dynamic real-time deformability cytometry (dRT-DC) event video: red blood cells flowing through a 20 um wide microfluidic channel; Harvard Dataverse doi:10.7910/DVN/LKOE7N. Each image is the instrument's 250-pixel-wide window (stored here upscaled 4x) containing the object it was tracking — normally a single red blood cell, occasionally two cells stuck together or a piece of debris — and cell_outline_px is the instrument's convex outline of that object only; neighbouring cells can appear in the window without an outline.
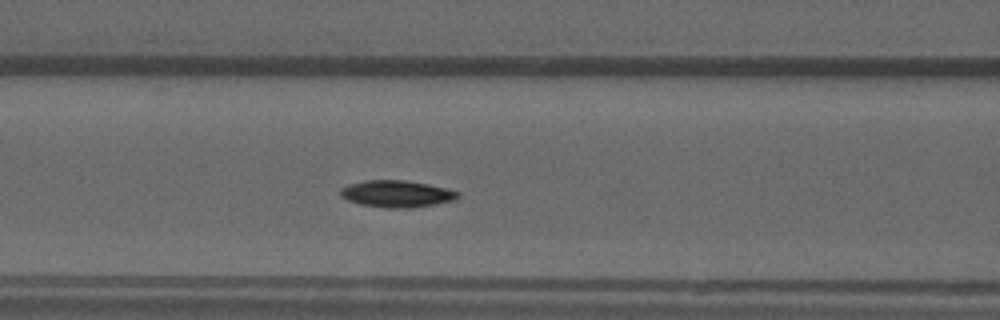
{"species": "common noctule bat (a hibernating species)", "species_latin": "Nyctalus noctula", "temperature_condition": "warm", "stored_images_in_passage": 50, "camera_frame_rate_fps": 3000, "um_per_image_px": 0.085, "animal": {"sex": "male", "forearm_length_mm": 52.5}, "frame": {"image": 1, "passage_image": 18, "time_ms": 5.667, "image_size_px": [1000, 320], "cell_outline_px": [[460, 196], [456, 200], [408, 208], [384, 208], [360, 204], [348, 200], [340, 196], [340, 188], [348, 184], [364, 180], [404, 180], [428, 184], [460, 192]], "centroid_in_image_um": [33.69, 16.47], "position_along_channel_um": 132.9, "area_um2": 18.38}}
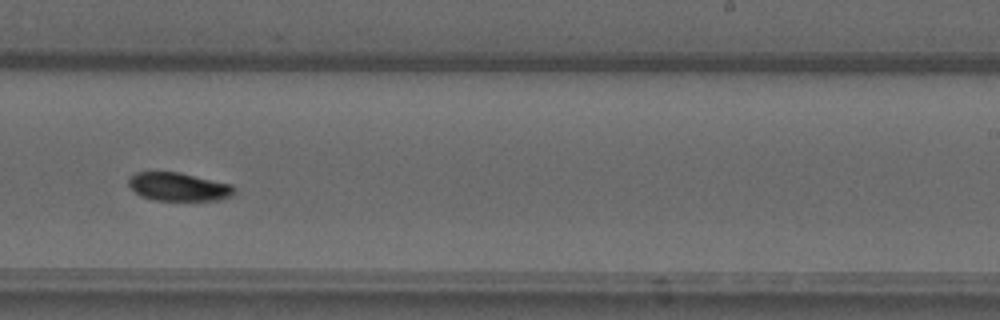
{"frame": {"image": 2, "passage_image": 29, "time_ms": 9.333, "image_size_px": [1000, 320], "cell_outline_px": [[236, 188], [232, 196], [216, 200], [152, 200], [140, 196], [128, 184], [128, 176], [136, 172], [180, 172], [232, 184]], "centroid_in_image_um": [15.17, 15.87], "position_along_channel_um": 273.8, "area_um2": 17.57}}
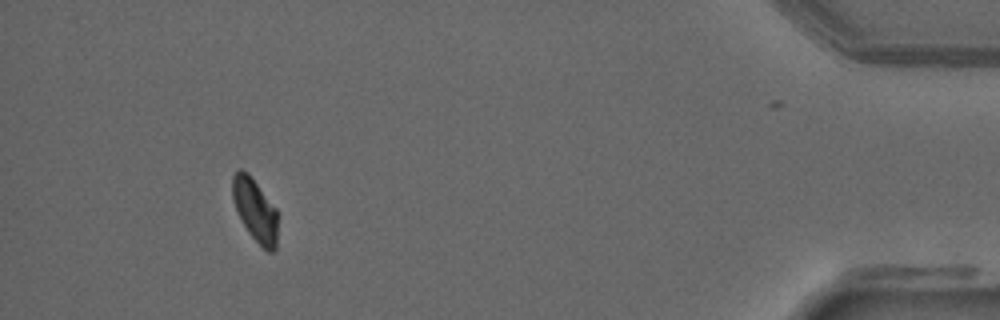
{"frame": {"image": 3, "passage_image": 45, "time_ms": 14.667, "image_size_px": [1000, 320], "cell_outline_px": [[276, 248], [272, 252], [268, 252], [248, 232], [236, 208], [232, 196], [232, 176], [240, 168], [248, 172], [276, 208]], "centroid_in_image_um": [21.67, 17.81], "position_along_channel_um": 413.5, "area_um2": 16.18}, "authors_computed_cell_mechanics": {"area_um2": 17.34, "velocity_mm_per_s": 3.8638, "shape_relaxation_time_tau1_ms": 4.4333, "shape_relaxation_time_tau2_ms": null, "deformation_change_tau1": 0.1253, "deformation_change_tau2": null}}